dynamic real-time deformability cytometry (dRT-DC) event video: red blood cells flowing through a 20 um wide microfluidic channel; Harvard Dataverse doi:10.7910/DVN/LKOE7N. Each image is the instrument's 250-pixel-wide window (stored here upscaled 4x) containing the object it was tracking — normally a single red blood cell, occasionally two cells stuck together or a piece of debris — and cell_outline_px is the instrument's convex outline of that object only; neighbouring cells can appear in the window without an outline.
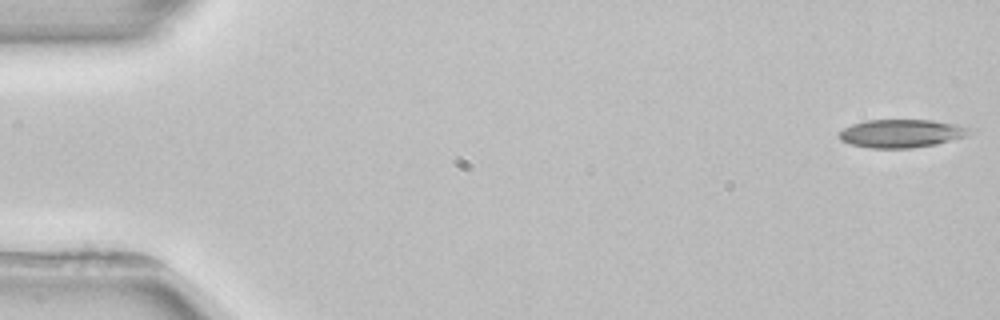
{"species": "common noctule bat (a hibernating species)", "species_latin": "Nyctalus noctula", "temperature_condition": "room temperature", "stored_images_in_passage": 5, "camera_frame_rate_fps": 3000, "um_per_image_px": 0.085, "animal": {"sex": "female", "body_mass_g": 22.7, "forearm_length_mm": 54.2}, "frame": {"image": 1, "passage_image": 1, "time_ms": 0.0, "image_size_px": [1000, 320], "cell_outline_px": [[976, 132], [968, 136], [936, 144], [912, 148], [868, 148], [852, 144], [840, 140], [840, 132], [844, 128], [852, 124], [864, 120], [932, 120], [956, 124], [976, 128]], "centroid_in_image_um": [76.72, 11.33], "position_along_channel_um": 8.3, "area_um2": 21.73}}
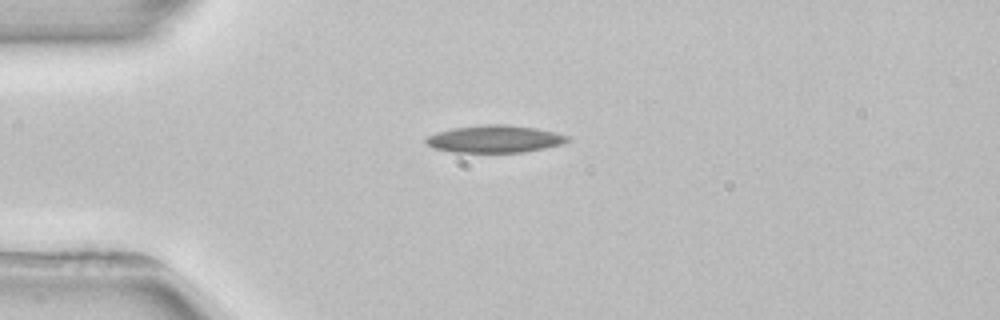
{"frame": {"image": 2, "passage_image": 4, "time_ms": 4.0, "image_size_px": [1000, 320], "cell_outline_px": [[572, 140], [560, 144], [544, 148], [524, 152], [452, 152], [436, 148], [428, 144], [424, 140], [428, 136], [436, 132], [452, 128], [484, 124], [504, 124], [536, 128], [572, 136]], "centroid_in_image_um": [42.08, 11.8], "position_along_channel_um": 42.9, "area_um2": 22.54}}